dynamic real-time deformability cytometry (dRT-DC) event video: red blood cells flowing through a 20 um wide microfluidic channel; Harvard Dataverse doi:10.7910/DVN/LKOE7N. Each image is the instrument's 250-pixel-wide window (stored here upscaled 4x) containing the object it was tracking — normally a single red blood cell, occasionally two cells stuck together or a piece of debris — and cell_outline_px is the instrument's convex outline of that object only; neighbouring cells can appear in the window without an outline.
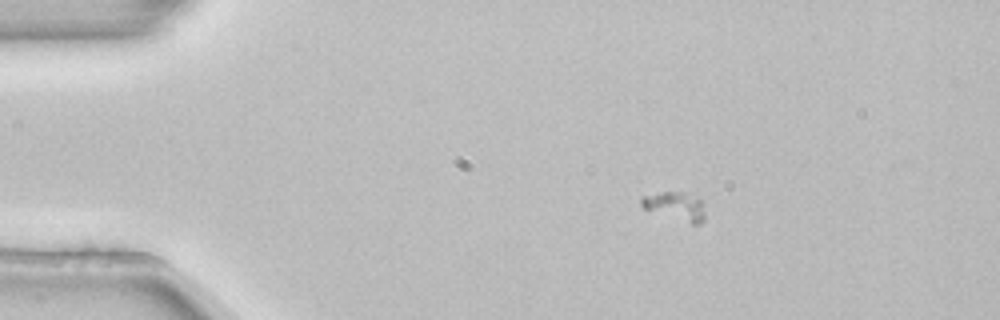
{"species": "common noctule bat (a hibernating species)", "species_latin": "Nyctalus noctula", "temperature_condition": "room temperature", "stored_images_in_passage": 3, "camera_frame_rate_fps": 3000, "um_per_image_px": 0.085, "animal": {"sex": "female", "body_mass_g": 22.7, "forearm_length_mm": 54.2}, "frame": {"image": 1, "passage_image": 1, "time_ms": 0.0, "image_size_px": [1000, 320], "cell_outline_px": [[704, 220], [700, 224], [692, 224], [644, 208], [640, 204], [640, 196], [664, 192], [688, 192], [700, 200], [704, 212]], "centroid_in_image_um": [57.41, 17.51], "position_along_channel_um": 27.6, "area_um2": 10.35}}
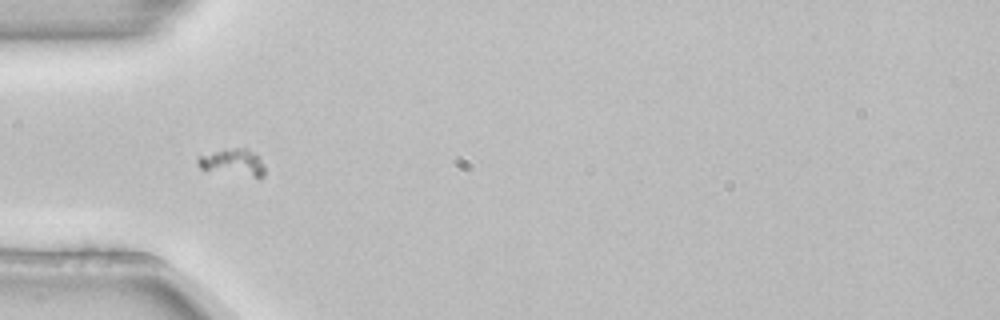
{"frame": {"image": 2, "passage_image": 2, "time_ms": 0.333, "image_size_px": [1000, 320], "cell_outline_px": [[264, 176], [252, 176], [200, 168], [196, 164], [196, 160], [200, 156], [212, 152], [236, 148], [248, 148], [260, 156], [264, 164]], "centroid_in_image_um": [19.83, 13.77], "position_along_channel_um": 65.2, "area_um2": 10.12}}